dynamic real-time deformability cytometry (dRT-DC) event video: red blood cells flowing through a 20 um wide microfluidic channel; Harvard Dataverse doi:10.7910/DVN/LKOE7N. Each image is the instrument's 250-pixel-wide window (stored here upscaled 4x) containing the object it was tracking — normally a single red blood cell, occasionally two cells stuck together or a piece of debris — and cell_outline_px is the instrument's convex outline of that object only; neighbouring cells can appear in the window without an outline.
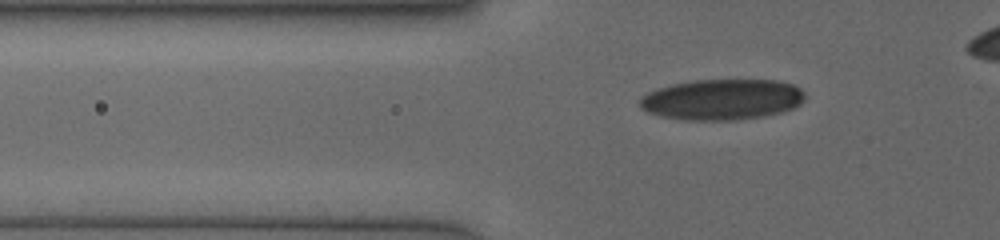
{"species": "human", "species_latin": "Homo sapiens", "temperature_condition": "cold", "stored_images_in_passage": 55, "camera_frame_rate_fps": 3000, "um_per_image_px": 0.085, "donor": {"sex": "female"}, "frame": {"image": 1, "passage_image": 4, "time_ms": 0.667, "image_size_px": [1000, 240], "cell_outline_px": [[804, 100], [800, 104], [792, 108], [780, 112], [760, 116], [732, 120], [684, 120], [660, 116], [648, 112], [640, 108], [640, 96], [656, 88], [672, 84], [692, 80], [780, 80], [792, 84], [800, 88], [804, 92]], "centroid_in_image_um": [61.34, 8.44], "position_along_channel_um": 64.5, "area_um2": 39.3}}
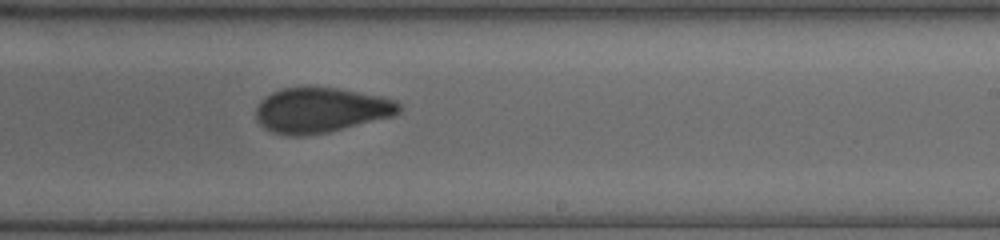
{"frame": {"image": 2, "passage_image": 34, "time_ms": 5.667, "image_size_px": [1000, 240], "cell_outline_px": [[400, 112], [392, 116], [328, 132], [304, 136], [288, 136], [272, 132], [264, 128], [256, 120], [256, 108], [260, 100], [272, 92], [284, 88], [336, 88], [380, 96], [396, 100], [400, 104]], "centroid_in_image_um": [27.24, 9.38], "position_along_channel_um": 261.8, "area_um2": 37.34}}
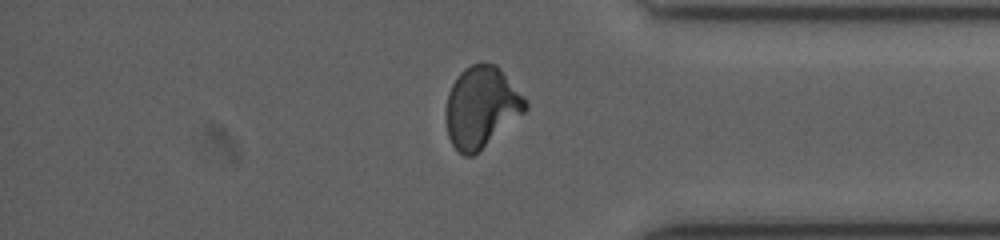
{"frame": {"image": 3, "passage_image": 53, "time_ms": 9.0, "image_size_px": [1000, 240], "cell_outline_px": [[528, 108], [524, 112], [472, 156], [464, 156], [452, 144], [448, 136], [444, 116], [448, 92], [456, 76], [464, 68], [480, 60], [496, 64], [500, 68], [528, 100]], "centroid_in_image_um": [40.89, 9.04], "position_along_channel_um": 394.3, "area_um2": 37.74}}